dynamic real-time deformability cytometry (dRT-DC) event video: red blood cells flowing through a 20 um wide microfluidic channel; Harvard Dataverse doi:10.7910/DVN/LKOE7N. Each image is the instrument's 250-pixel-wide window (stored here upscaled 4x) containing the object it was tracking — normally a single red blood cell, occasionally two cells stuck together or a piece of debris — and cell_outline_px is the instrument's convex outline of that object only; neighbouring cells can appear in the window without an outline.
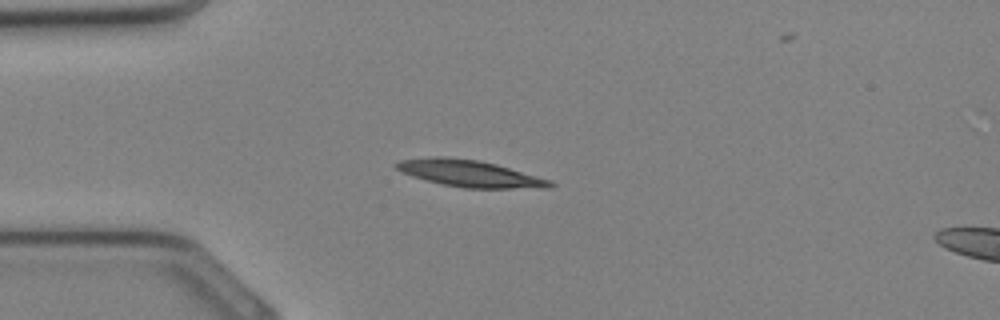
{"species": "Egyptian fruit bat (a non-hibernating species)", "species_latin": "Rousettus aegyptiacus", "temperature_condition": "cold", "stored_images_in_passage": 31, "camera_frame_rate_fps": 3000, "um_per_image_px": 0.085, "animal": {"sex": "female"}, "frame": {"image": 1, "passage_image": 5, "time_ms": 1.333, "image_size_px": [1000, 320], "cell_outline_px": [[556, 184], [552, 188], [464, 188], [444, 184], [412, 176], [396, 168], [392, 164], [400, 160], [428, 156], [448, 156], [480, 160], [496, 164], [552, 180]], "centroid_in_image_um": [39.95, 14.73], "position_along_channel_um": 45.0, "area_um2": 24.1}}
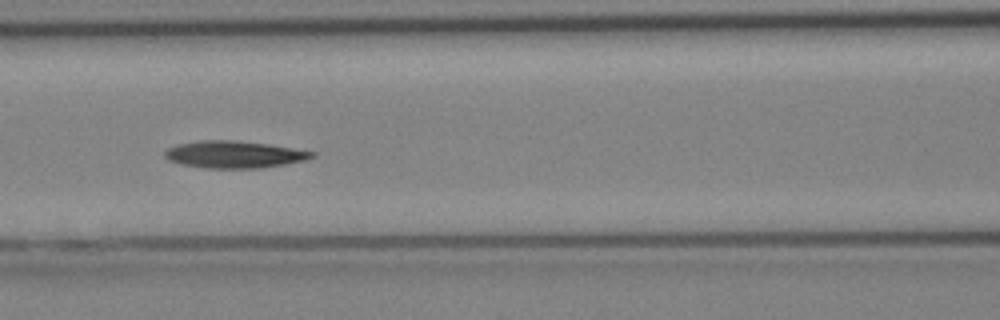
{"frame": {"image": 2, "passage_image": 11, "time_ms": 3.333, "image_size_px": [1000, 320], "cell_outline_px": [[316, 156], [308, 160], [260, 168], [204, 168], [180, 164], [168, 160], [164, 156], [164, 152], [168, 148], [176, 144], [200, 140], [232, 140], [268, 144], [316, 152]], "centroid_in_image_um": [19.89, 13.13], "position_along_channel_um": 146.7, "area_um2": 23.35}}
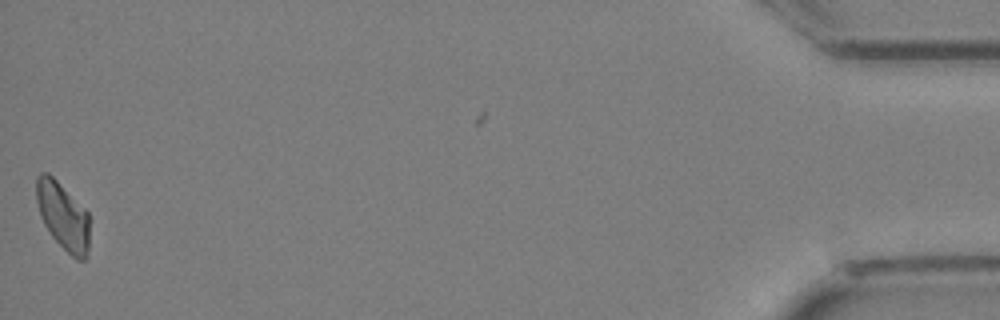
{"frame": {"image": 3, "passage_image": 30, "time_ms": 9.667, "image_size_px": [1000, 320], "cell_outline_px": [[88, 252], [84, 260], [76, 260], [52, 236], [44, 224], [40, 216], [36, 200], [36, 176], [40, 172], [48, 172], [88, 212]], "centroid_in_image_um": [5.33, 18.34], "position_along_channel_um": 429.9, "area_um2": 20.63}}